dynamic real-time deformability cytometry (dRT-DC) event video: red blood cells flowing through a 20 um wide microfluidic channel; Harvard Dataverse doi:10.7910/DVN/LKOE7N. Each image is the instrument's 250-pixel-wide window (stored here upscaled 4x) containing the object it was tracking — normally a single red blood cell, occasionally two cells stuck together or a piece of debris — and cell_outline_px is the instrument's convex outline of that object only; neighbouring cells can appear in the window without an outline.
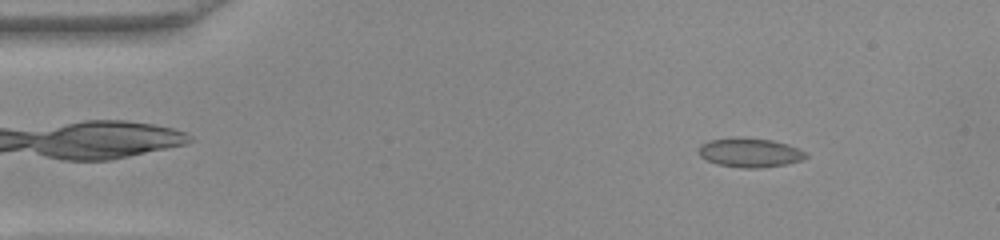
{"species": "common noctule bat (a hibernating species)", "species_latin": "Nyctalus noctula", "temperature_condition": "warm", "stored_images_in_passage": 52, "camera_frame_rate_fps": 3000, "um_per_image_px": 0.085, "animal": {"sex": "female", "body_mass_g": 22.0, "forearm_length_mm": 56.7}, "frame": {"image": 1, "passage_image": 6, "time_ms": 1.667, "image_size_px": [1000, 240], "cell_outline_px": [[808, 156], [800, 160], [784, 164], [760, 168], [744, 168], [720, 164], [708, 160], [700, 156], [700, 144], [708, 140], [772, 140], [788, 144], [804, 152]], "centroid_in_image_um": [63.76, 13.01], "position_along_channel_um": 21.2, "area_um2": 17.11}}
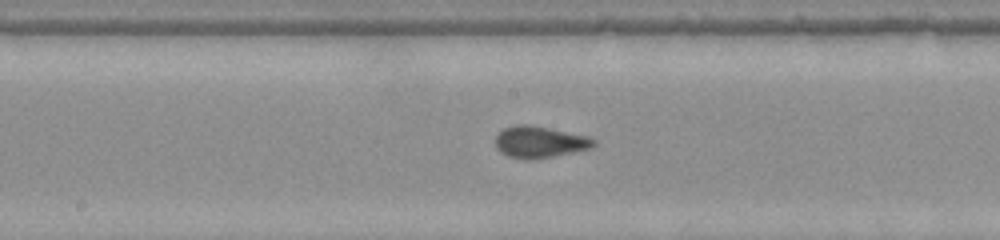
{"frame": {"image": 2, "passage_image": 26, "time_ms": 8.333, "image_size_px": [1000, 240], "cell_outline_px": [[596, 144], [592, 148], [532, 160], [524, 160], [508, 156], [500, 152], [496, 148], [496, 136], [504, 128], [516, 124], [532, 124], [588, 136], [596, 140]], "centroid_in_image_um": [45.87, 12.06], "position_along_channel_um": 202.3, "area_um2": 18.26}}
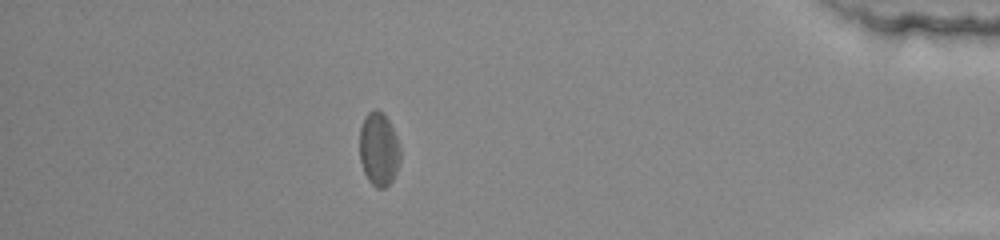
{"frame": {"image": 3, "passage_image": 45, "time_ms": 14.667, "image_size_px": [1000, 240], "cell_outline_px": [[400, 160], [396, 172], [392, 180], [384, 188], [376, 188], [368, 180], [364, 172], [360, 160], [360, 128], [364, 116], [372, 108], [376, 108], [384, 112], [400, 144]], "centroid_in_image_um": [32.19, 12.65], "position_along_channel_um": 403.0, "area_um2": 17.63}}